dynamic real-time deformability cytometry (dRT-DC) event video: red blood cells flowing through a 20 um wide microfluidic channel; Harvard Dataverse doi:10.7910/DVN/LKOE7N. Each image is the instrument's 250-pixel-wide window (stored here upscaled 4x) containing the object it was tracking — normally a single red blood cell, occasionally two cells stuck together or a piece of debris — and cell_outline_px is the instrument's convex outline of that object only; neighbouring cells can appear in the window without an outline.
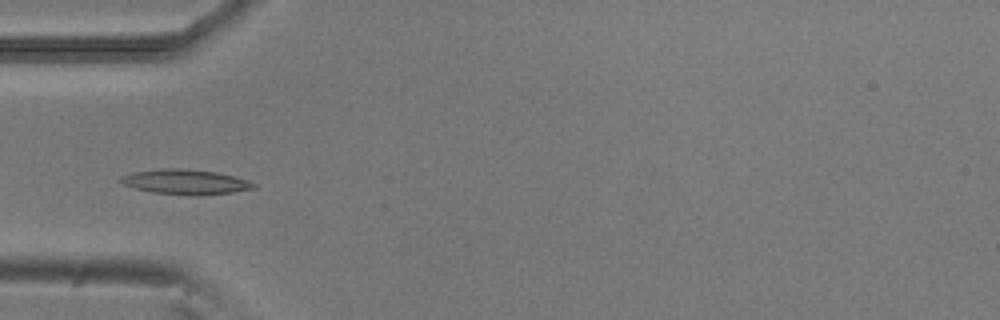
{"species": "common noctule bat (a hibernating species)", "species_latin": "Nyctalus noctula", "temperature_condition": "room temperature", "stored_images_in_passage": 4, "camera_frame_rate_fps": 3000, "um_per_image_px": 0.085, "animal": {"sex": "male", "body_mass_g": 20.5, "forearm_length_mm": 52.5}, "frame": {"image": 1, "passage_image": 4, "time_ms": 1.0, "image_size_px": [1000, 320], "cell_outline_px": [[256, 188], [232, 192], [152, 192], [136, 188], [124, 184], [116, 180], [120, 176], [132, 172], [164, 168], [184, 168], [216, 172], [248, 180], [256, 184]], "centroid_in_image_um": [15.7, 15.39], "position_along_channel_um": 69.3, "area_um2": 18.21}}